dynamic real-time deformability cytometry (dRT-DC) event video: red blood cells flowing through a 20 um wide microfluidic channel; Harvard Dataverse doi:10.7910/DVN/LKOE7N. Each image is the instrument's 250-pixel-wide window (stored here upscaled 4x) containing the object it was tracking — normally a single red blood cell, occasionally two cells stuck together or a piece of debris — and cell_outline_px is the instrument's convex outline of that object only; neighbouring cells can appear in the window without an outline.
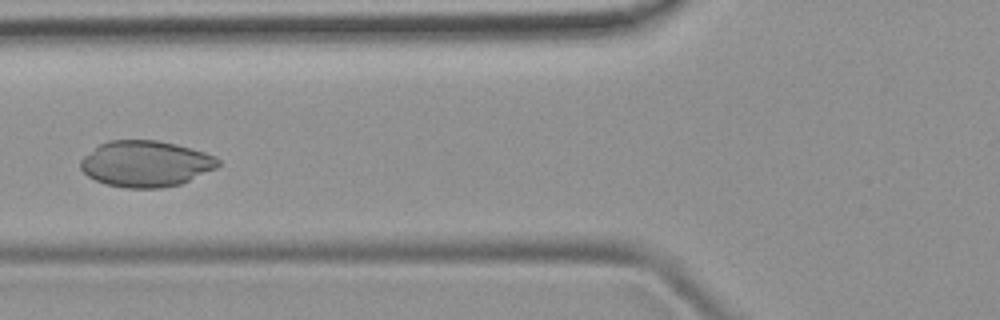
{"species": "common noctule bat (a hibernating species)", "species_latin": "Nyctalus noctula", "temperature_condition": "room temperature", "stored_images_in_passage": 5, "camera_frame_rate_fps": 3000, "um_per_image_px": 0.085, "animal": {"sex": "female", "body_mass_g": 19.9}, "frame": {"image": 1, "passage_image": 4, "time_ms": 4.333, "image_size_px": [1000, 320], "cell_outline_px": [[220, 164], [216, 168], [180, 184], [164, 188], [124, 188], [104, 184], [88, 176], [80, 168], [80, 160], [84, 156], [100, 144], [108, 140], [156, 140], [176, 144], [192, 148], [216, 156], [220, 160]], "centroid_in_image_um": [12.39, 13.92], "position_along_channel_um": 113.4, "area_um2": 37.05}}
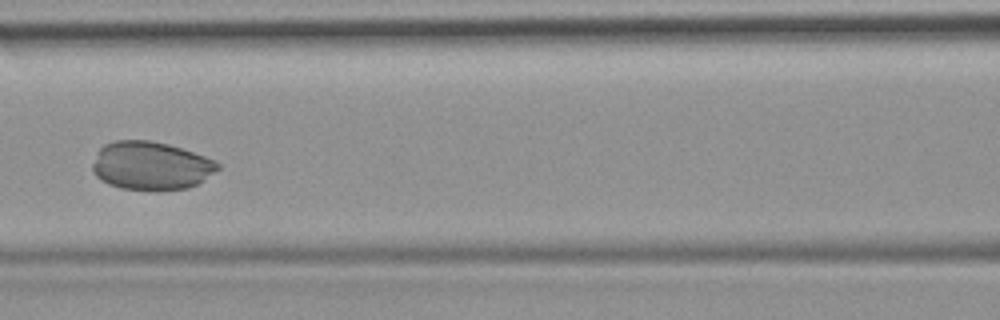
{"frame": {"image": 2, "passage_image": 5, "time_ms": 5.333, "image_size_px": [1000, 320], "cell_outline_px": [[220, 168], [196, 184], [188, 188], [120, 188], [108, 184], [100, 180], [92, 172], [92, 164], [96, 152], [104, 144], [116, 140], [148, 140], [168, 144], [216, 160], [220, 164]], "centroid_in_image_um": [12.78, 14.05], "position_along_channel_um": 153.8, "area_um2": 34.74}}